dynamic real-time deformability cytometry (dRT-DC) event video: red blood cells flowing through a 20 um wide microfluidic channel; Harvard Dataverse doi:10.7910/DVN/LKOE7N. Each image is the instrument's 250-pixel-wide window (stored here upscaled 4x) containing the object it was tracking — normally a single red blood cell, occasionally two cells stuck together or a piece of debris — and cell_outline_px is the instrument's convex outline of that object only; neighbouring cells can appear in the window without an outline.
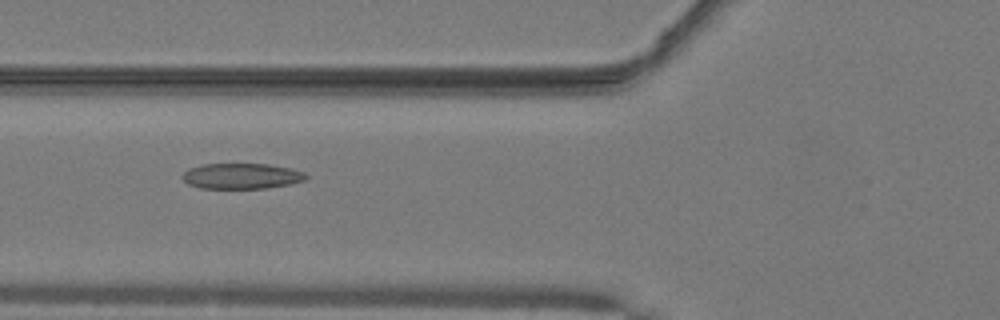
{"species": "common noctule bat (a hibernating species)", "species_latin": "Nyctalus noctula", "temperature_condition": "warm", "stored_images_in_passage": 47, "camera_frame_rate_fps": 3000, "um_per_image_px": 0.085, "animal": {"sex": "male", "body_mass_g": 19.2, "forearm_length_mm": 51.8}, "frame": {"image": 1, "passage_image": 16, "time_ms": 5.0, "image_size_px": [1000, 320], "cell_outline_px": [[308, 176], [304, 180], [288, 184], [268, 188], [200, 188], [188, 184], [180, 176], [188, 168], [200, 164], [268, 164], [292, 168], [304, 172]], "centroid_in_image_um": [20.5, 14.96], "position_along_channel_um": 105.3, "area_um2": 18.5}}
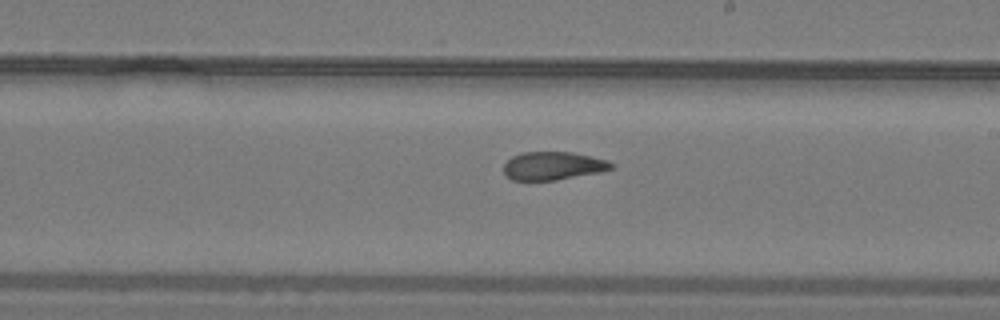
{"frame": {"image": 2, "passage_image": 26, "time_ms": 8.333, "image_size_px": [1000, 320], "cell_outline_px": [[616, 164], [612, 168], [600, 172], [556, 180], [512, 180], [504, 172], [504, 164], [512, 156], [520, 152], [572, 152], [608, 160]], "centroid_in_image_um": [47.02, 14.09], "position_along_channel_um": 242.0, "area_um2": 17.69}}
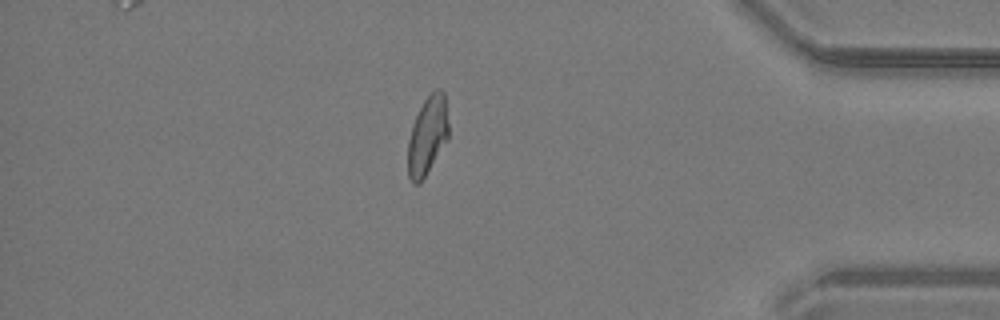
{"frame": {"image": 3, "passage_image": 40, "time_ms": 13.0, "image_size_px": [1000, 320], "cell_outline_px": [[448, 140], [420, 184], [412, 184], [408, 176], [408, 140], [412, 124], [424, 100], [436, 88], [440, 88], [444, 92], [448, 124]], "centroid_in_image_um": [36.33, 11.55], "position_along_channel_um": 398.9, "area_um2": 18.67}, "authors_computed_cell_mechanics": {"area_um2": 19.074, "velocity_mm_per_s": 4.1018, "shape_relaxation_time_tau1_ms": null, "shape_relaxation_time_tau2_ms": 2.138, "deformation_change_tau1": null, "deformation_change_tau2": 0.0923}}